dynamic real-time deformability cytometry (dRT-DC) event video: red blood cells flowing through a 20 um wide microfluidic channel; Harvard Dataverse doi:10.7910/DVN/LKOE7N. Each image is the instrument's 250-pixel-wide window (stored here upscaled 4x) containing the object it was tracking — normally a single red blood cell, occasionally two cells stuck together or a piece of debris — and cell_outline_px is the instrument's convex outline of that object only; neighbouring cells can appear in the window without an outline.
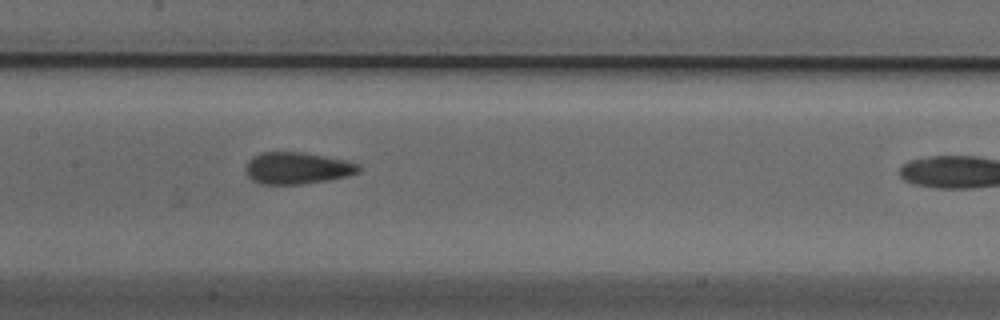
{"species": "Egyptian fruit bat (a non-hibernating species)", "species_latin": "Rousettus aegyptiacus", "temperature_condition": "cold", "stored_images_in_passage": 16, "camera_frame_rate_fps": 3000, "um_per_image_px": 0.085, "animal": {"sex": "male"}, "frame": {"image": 1, "passage_image": 12, "time_ms": 3.667, "image_size_px": [1000, 320], "cell_outline_px": [[360, 172], [348, 176], [328, 180], [300, 184], [260, 184], [252, 180], [244, 172], [244, 168], [248, 160], [252, 156], [260, 152], [300, 152], [324, 156], [344, 160], [360, 164]], "centroid_in_image_um": [25.22, 14.29], "position_along_channel_um": 182.2, "area_um2": 21.1}}